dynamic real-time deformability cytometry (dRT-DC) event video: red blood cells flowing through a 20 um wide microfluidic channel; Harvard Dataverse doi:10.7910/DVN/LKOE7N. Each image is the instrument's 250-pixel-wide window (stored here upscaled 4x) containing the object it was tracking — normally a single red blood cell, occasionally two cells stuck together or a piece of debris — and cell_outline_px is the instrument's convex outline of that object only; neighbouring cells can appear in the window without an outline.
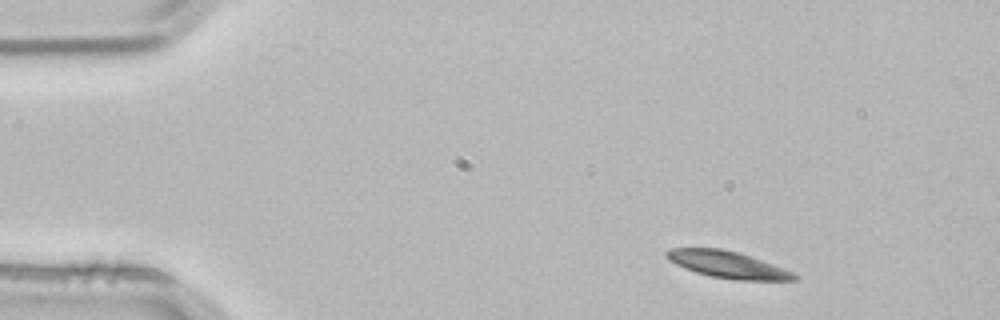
{"species": "common noctule bat (a hibernating species)", "species_latin": "Nyctalus noctula", "temperature_condition": "room temperature", "stored_images_in_passage": 2, "camera_frame_rate_fps": 3000, "um_per_image_px": 0.085, "animal": {"sex": "male", "body_mass_g": 21.5, "forearm_length_mm": 52.0}, "frame": {"image": 1, "passage_image": 1, "time_ms": 0.0, "image_size_px": [1000, 320], "cell_outline_px": [[800, 280], [736, 280], [712, 276], [696, 272], [684, 268], [668, 260], [664, 256], [664, 252], [672, 248], [720, 248], [736, 252], [772, 264], [792, 272], [800, 276]], "centroid_in_image_um": [61.82, 22.49], "position_along_channel_um": 23.2, "area_um2": 19.71}}
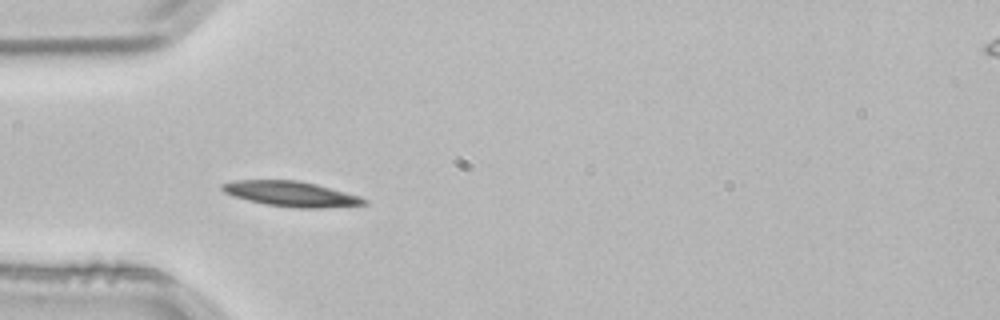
{"frame": {"image": 2, "passage_image": 2, "time_ms": 0.333, "image_size_px": [1000, 320], "cell_outline_px": [[368, 204], [324, 208], [292, 208], [264, 204], [232, 196], [224, 192], [220, 188], [220, 184], [232, 180], [296, 180], [316, 184], [360, 196], [368, 200]], "centroid_in_image_um": [24.72, 16.48], "position_along_channel_um": 60.3, "area_um2": 21.04}}